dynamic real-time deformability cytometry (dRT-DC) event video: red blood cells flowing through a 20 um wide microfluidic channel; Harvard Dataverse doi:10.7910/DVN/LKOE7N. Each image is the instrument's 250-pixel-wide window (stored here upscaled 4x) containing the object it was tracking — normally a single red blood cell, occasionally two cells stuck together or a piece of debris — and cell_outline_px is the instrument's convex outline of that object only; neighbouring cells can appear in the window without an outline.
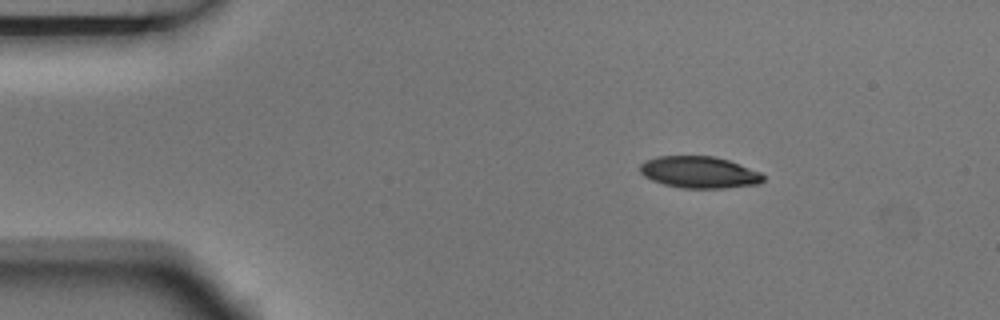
{"species": "Egyptian fruit bat (a non-hibernating species)", "species_latin": "Rousettus aegyptiacus", "temperature_condition": "room temperature", "stored_images_in_passage": 4, "camera_frame_rate_fps": 3000, "um_per_image_px": 0.085, "animal": {"sex": "male"}, "frame": {"image": 1, "passage_image": 2, "time_ms": 0.333, "image_size_px": [1000, 320], "cell_outline_px": [[764, 180], [760, 184], [724, 188], [684, 188], [664, 184], [652, 180], [644, 176], [640, 172], [640, 164], [644, 160], [656, 156], [712, 156], [728, 160], [740, 164], [760, 172], [764, 176]], "centroid_in_image_um": [59.43, 14.64], "position_along_channel_um": 25.6, "area_um2": 22.83}}